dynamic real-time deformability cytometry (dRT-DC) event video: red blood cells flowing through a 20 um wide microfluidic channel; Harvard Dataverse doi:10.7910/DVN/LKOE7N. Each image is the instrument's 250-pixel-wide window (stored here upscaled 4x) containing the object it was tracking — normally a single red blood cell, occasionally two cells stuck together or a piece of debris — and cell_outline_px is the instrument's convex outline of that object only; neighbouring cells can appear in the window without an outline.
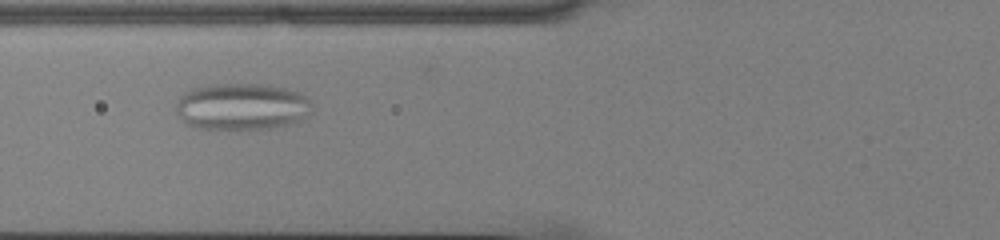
{"species": "common noctule bat (a hibernating species)", "species_latin": "Nyctalus noctula", "temperature_condition": "cold", "stored_images_in_passage": 46, "camera_frame_rate_fps": 3000, "um_per_image_px": 0.085, "animal": {"sex": "male", "body_mass_g": 13.0, "forearm_length_mm": 53.1}, "frame": {"image": 1, "passage_image": 13, "time_ms": 4.0, "image_size_px": [1000, 240], "cell_outline_px": [[312, 112], [304, 120], [296, 124], [272, 128], [240, 132], [196, 128], [188, 124], [176, 112], [176, 104], [180, 96], [184, 92], [192, 88], [212, 84], [260, 84], [284, 88], [300, 92], [312, 104]], "centroid_in_image_um": [20.59, 9.11], "position_along_channel_um": 105.2, "area_um2": 38.32}}
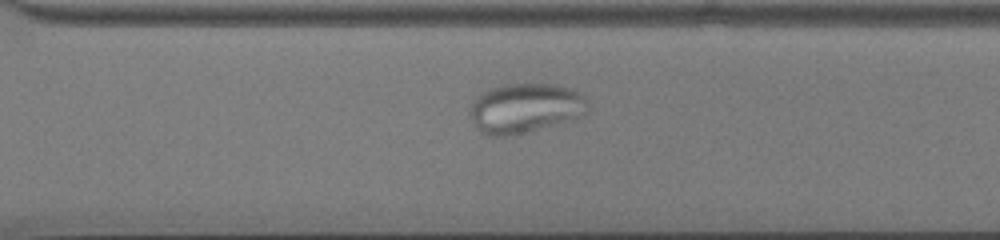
{"frame": {"image": 2, "passage_image": 31, "time_ms": 10.0, "image_size_px": [1000, 240], "cell_outline_px": [[588, 112], [580, 116], [568, 120], [524, 132], [508, 136], [488, 136], [480, 132], [472, 124], [468, 112], [476, 96], [488, 88], [504, 84], [552, 84], [568, 88], [580, 92], [588, 100]], "centroid_in_image_um": [44.59, 9.18], "position_along_channel_um": 326.0, "area_um2": 34.22}}
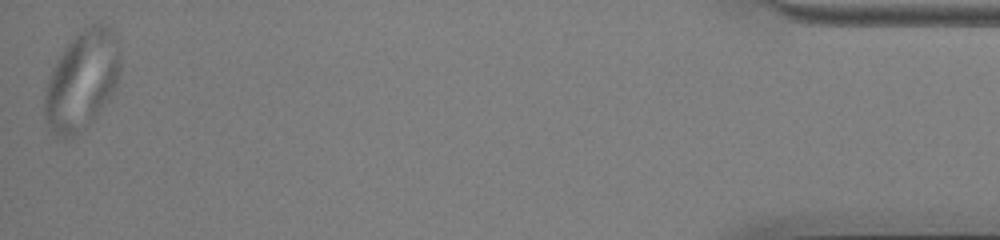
{"frame": {"image": 3, "passage_image": 46, "time_ms": 15.0, "image_size_px": [1000, 240], "cell_outline_px": [[120, 68], [116, 84], [112, 92], [92, 120], [88, 124], [72, 136], [60, 136], [52, 132], [48, 124], [44, 112], [44, 96], [48, 80], [64, 48], [88, 24], [100, 20], [108, 24], [116, 32], [120, 44]], "centroid_in_image_um": [7.01, 6.72], "position_along_channel_um": 428.2, "area_um2": 43.18}}